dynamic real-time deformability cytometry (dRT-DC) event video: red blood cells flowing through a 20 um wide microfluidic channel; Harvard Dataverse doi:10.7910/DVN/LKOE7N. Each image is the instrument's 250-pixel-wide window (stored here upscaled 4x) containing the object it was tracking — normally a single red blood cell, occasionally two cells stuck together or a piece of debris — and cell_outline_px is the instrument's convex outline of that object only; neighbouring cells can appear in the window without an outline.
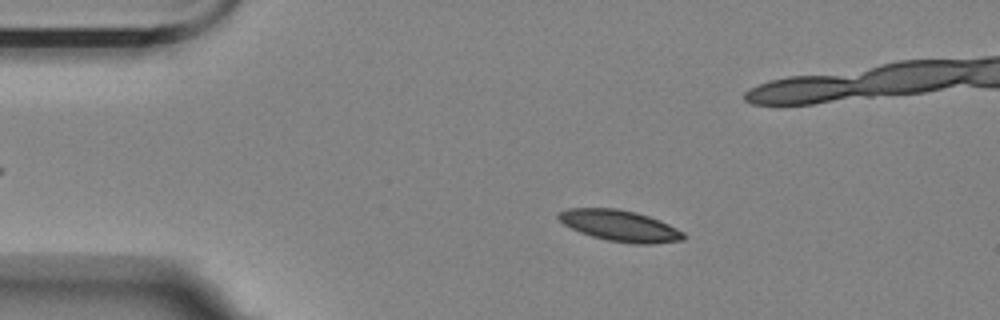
{"species": "Egyptian fruit bat (a non-hibernating species)", "species_latin": "Rousettus aegyptiacus", "temperature_condition": "room temperature", "stored_images_in_passage": 6, "camera_frame_rate_fps": 3000, "um_per_image_px": 0.085, "animal": {"sex": "female"}, "frame": {"image": 1, "passage_image": 3, "time_ms": 2.333, "image_size_px": [1000, 320], "cell_outline_px": [[688, 236], [684, 240], [652, 244], [632, 244], [608, 240], [592, 236], [580, 232], [564, 224], [556, 216], [556, 212], [568, 208], [616, 208], [636, 212], [660, 220], [684, 232]], "centroid_in_image_um": [52.71, 19.19], "position_along_channel_um": 32.3, "area_um2": 22.83}}